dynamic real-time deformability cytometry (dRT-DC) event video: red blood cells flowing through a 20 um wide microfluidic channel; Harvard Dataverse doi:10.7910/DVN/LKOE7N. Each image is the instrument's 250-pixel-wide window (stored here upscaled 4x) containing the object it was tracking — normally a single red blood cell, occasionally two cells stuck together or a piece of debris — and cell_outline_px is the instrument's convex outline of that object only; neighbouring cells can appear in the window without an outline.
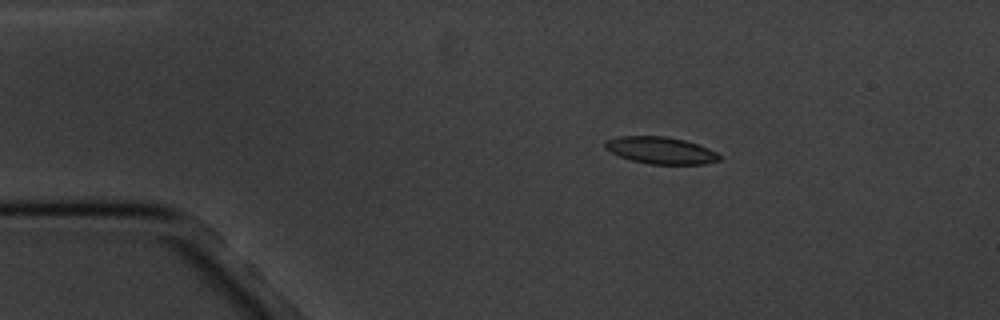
{"species": "common noctule bat (a hibernating species)", "species_latin": "Nyctalus noctula", "temperature_condition": "cold", "stored_images_in_passage": 3, "camera_frame_rate_fps": 3000, "um_per_image_px": 0.085, "animal": {"sex": "male", "body_mass_g": 20.1, "forearm_length_mm": 53.5}, "frame": {"image": 1, "passage_image": 2, "time_ms": 2.0, "image_size_px": [1000, 320], "cell_outline_px": [[720, 160], [704, 164], [652, 164], [632, 160], [620, 156], [604, 148], [604, 140], [620, 136], [664, 136], [684, 140], [708, 148], [716, 152], [720, 156]], "centroid_in_image_um": [56.14, 12.77], "position_along_channel_um": 28.9, "area_um2": 17.8}}